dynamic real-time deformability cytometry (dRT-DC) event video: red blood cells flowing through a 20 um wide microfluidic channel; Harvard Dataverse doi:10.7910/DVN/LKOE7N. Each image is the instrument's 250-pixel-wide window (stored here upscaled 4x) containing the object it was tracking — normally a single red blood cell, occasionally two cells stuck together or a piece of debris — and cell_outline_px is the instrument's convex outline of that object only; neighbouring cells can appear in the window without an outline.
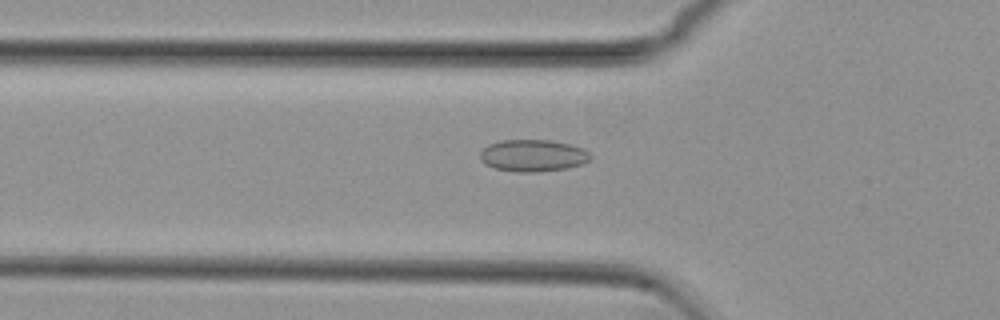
{"species": "common noctule bat (a hibernating species)", "species_latin": "Nyctalus noctula", "temperature_condition": "cold", "stored_images_in_passage": 46, "camera_frame_rate_fps": 3000, "um_per_image_px": 0.085, "animal": {"sex": "female", "body_mass_g": 29.2, "forearm_length_mm": 56.3}, "frame": {"image": 1, "passage_image": 10, "time_ms": 3.0, "image_size_px": [1000, 320], "cell_outline_px": [[592, 156], [584, 164], [568, 168], [536, 172], [516, 172], [496, 168], [484, 164], [480, 160], [480, 152], [488, 144], [500, 140], [548, 140], [568, 144], [584, 148]], "centroid_in_image_um": [45.29, 13.22], "position_along_channel_um": 80.5, "area_um2": 20.63}}
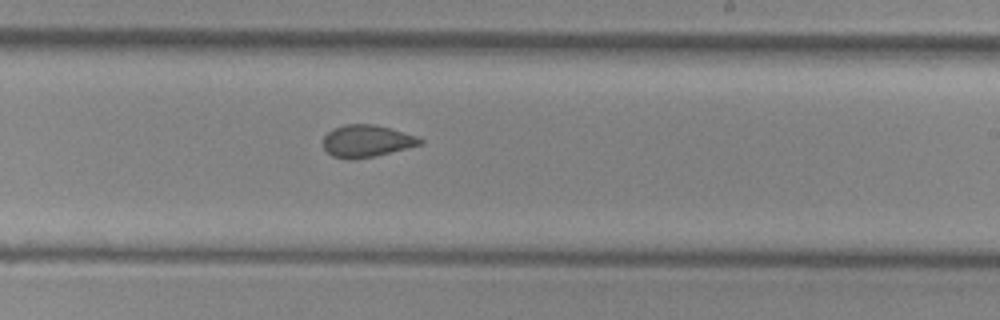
{"frame": {"image": 2, "passage_image": 24, "time_ms": 7.667, "image_size_px": [1000, 320], "cell_outline_px": [[424, 144], [376, 156], [352, 160], [348, 160], [332, 156], [320, 144], [324, 136], [332, 128], [344, 124], [376, 124], [392, 128], [420, 136], [424, 140]], "centroid_in_image_um": [31.19, 11.98], "position_along_channel_um": 257.8, "area_um2": 18.79}}
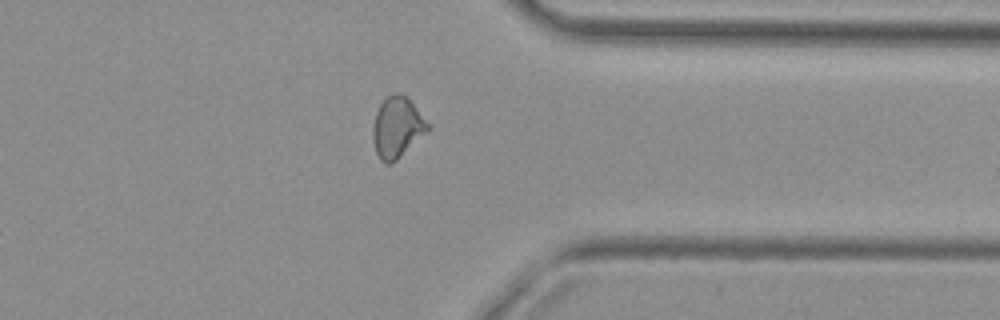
{"frame": {"image": 3, "passage_image": 34, "time_ms": 11.0, "image_size_px": [1000, 320], "cell_outline_px": [[432, 128], [392, 164], [384, 164], [380, 160], [376, 152], [372, 140], [372, 128], [376, 112], [380, 104], [388, 96], [396, 92], [400, 92], [416, 108]], "centroid_in_image_um": [33.74, 10.86], "position_along_channel_um": 377.7, "area_um2": 19.42}, "authors_computed_cell_mechanics": {"area_um2": 18.9584, "velocity_mm_per_s": 3.7953, "shape_relaxation_time_tau1_ms": null, "shape_relaxation_time_tau2_ms": 1.7623, "deformation_change_tau1": null, "deformation_change_tau2": 0.0595}}